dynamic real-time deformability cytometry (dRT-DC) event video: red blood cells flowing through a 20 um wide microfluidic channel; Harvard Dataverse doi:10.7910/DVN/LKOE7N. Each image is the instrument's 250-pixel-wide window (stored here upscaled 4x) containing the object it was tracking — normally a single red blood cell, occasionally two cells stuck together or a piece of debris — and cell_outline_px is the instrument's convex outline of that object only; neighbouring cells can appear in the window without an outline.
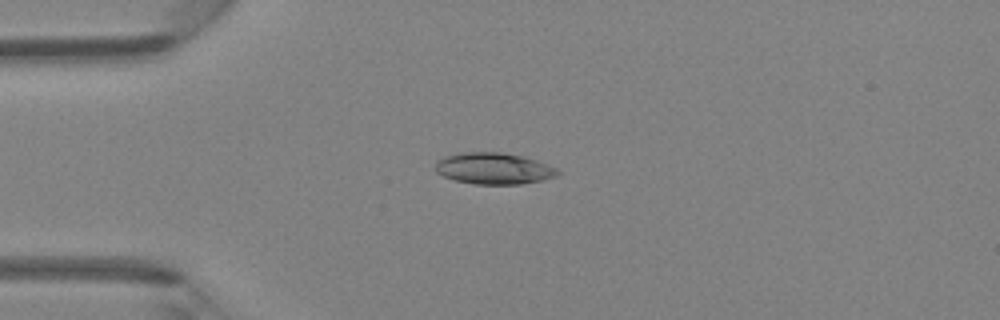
{"species": "Egyptian fruit bat (a non-hibernating species)", "species_latin": "Rousettus aegyptiacus", "temperature_condition": "room temperature", "stored_images_in_passage": 3, "camera_frame_rate_fps": 3000, "um_per_image_px": 0.085, "animal": {"sex": "female"}, "frame": {"image": 1, "passage_image": 2, "time_ms": 1.333, "image_size_px": [1000, 320], "cell_outline_px": [[560, 172], [556, 176], [540, 180], [520, 184], [476, 184], [456, 180], [444, 176], [436, 172], [436, 160], [444, 156], [460, 152], [500, 152], [524, 156], [548, 164], [556, 168]], "centroid_in_image_um": [41.95, 14.3], "position_along_channel_um": 43.0, "area_um2": 22.37}}